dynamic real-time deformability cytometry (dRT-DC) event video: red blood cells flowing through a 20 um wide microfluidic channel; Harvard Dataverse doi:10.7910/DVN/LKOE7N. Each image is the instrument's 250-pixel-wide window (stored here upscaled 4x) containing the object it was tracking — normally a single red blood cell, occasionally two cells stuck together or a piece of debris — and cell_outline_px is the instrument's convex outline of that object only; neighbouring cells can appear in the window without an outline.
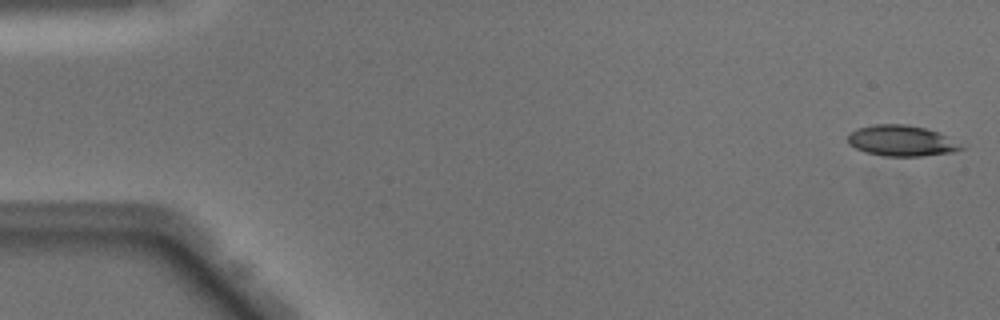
{"species": "Egyptian fruit bat (a non-hibernating species)", "species_latin": "Rousettus aegyptiacus", "temperature_condition": "warm", "stored_images_in_passage": 49, "camera_frame_rate_fps": 3000, "um_per_image_px": 0.085, "animal": {"sex": "male"}, "frame": {"image": 1, "passage_image": 1, "time_ms": 0.0, "image_size_px": [1000, 320], "cell_outline_px": [[964, 148], [952, 152], [924, 156], [884, 156], [864, 152], [848, 144], [848, 136], [856, 128], [876, 124], [904, 124], [924, 128], [940, 132], [948, 136]], "centroid_in_image_um": [76.6, 11.96], "position_along_channel_um": 8.4, "area_um2": 20.29}}
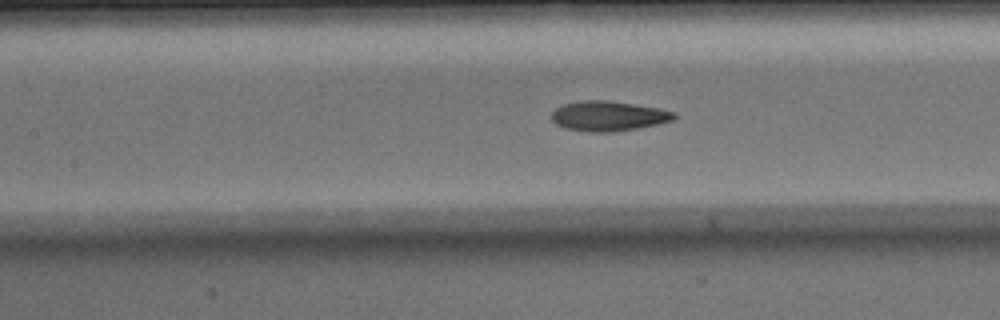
{"frame": {"image": 2, "passage_image": 22, "time_ms": 7.0, "image_size_px": [1000, 320], "cell_outline_px": [[676, 116], [672, 120], [660, 124], [612, 132], [588, 132], [564, 128], [556, 124], [552, 120], [552, 112], [556, 108], [564, 104], [580, 100], [608, 100], [656, 108], [676, 112]], "centroid_in_image_um": [51.69, 9.86], "position_along_channel_um": 155.7, "area_um2": 21.33}}
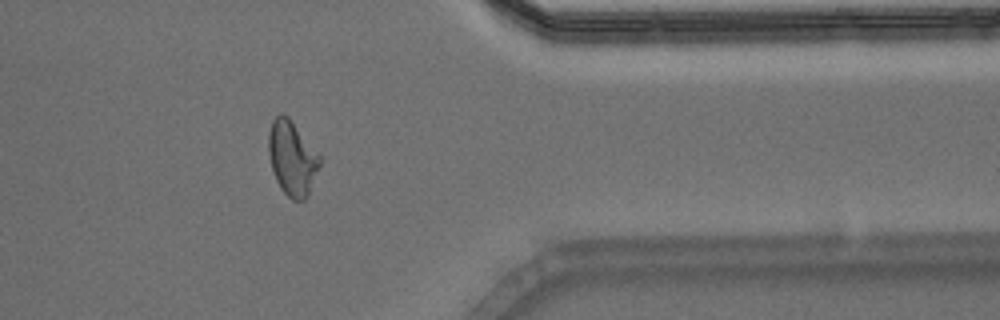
{"frame": {"image": 3, "passage_image": 40, "time_ms": 13.0, "image_size_px": [1000, 320], "cell_outline_px": [[320, 164], [308, 196], [304, 200], [292, 200], [280, 188], [276, 180], [272, 168], [268, 152], [268, 132], [272, 120], [280, 112], [288, 116], [320, 156]], "centroid_in_image_um": [24.81, 13.44], "position_along_channel_um": 386.6, "area_um2": 22.08}, "authors_computed_cell_mechanics": {"area_um2": 21.1548, "velocity_mm_per_s": 4.0934, "shape_relaxation_time_tau1_ms": 10.2902, "shape_relaxation_time_tau2_ms": 1.5778, "deformation_change_tau1": 0.2871, "deformation_change_tau2": 0.092}}